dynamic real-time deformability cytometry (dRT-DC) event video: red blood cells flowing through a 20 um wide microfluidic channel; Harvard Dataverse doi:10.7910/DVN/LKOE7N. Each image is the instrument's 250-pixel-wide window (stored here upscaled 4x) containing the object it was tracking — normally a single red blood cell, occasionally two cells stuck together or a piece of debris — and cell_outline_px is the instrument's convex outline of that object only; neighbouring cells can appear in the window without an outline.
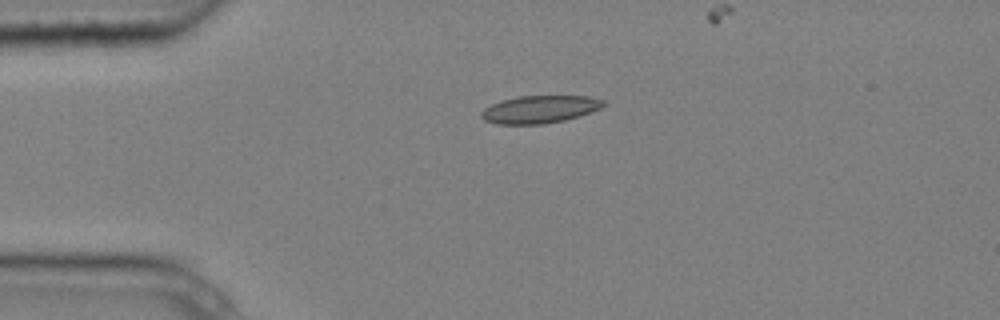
{"species": "common noctule bat (a hibernating species)", "species_latin": "Nyctalus noctula", "temperature_condition": "cold", "stored_images_in_passage": 6, "camera_frame_rate_fps": 3000, "um_per_image_px": 0.085, "animal": {"sex": "male", "body_mass_g": 20.4}, "frame": {"image": 1, "passage_image": 6, "time_ms": 1.667, "image_size_px": [1000, 320], "cell_outline_px": [[608, 104], [600, 108], [580, 116], [564, 120], [544, 124], [496, 124], [484, 120], [480, 116], [480, 112], [484, 108], [500, 100], [520, 96], [588, 96], [604, 100]], "centroid_in_image_um": [45.87, 9.29], "position_along_channel_um": 39.1, "area_um2": 19.77}}